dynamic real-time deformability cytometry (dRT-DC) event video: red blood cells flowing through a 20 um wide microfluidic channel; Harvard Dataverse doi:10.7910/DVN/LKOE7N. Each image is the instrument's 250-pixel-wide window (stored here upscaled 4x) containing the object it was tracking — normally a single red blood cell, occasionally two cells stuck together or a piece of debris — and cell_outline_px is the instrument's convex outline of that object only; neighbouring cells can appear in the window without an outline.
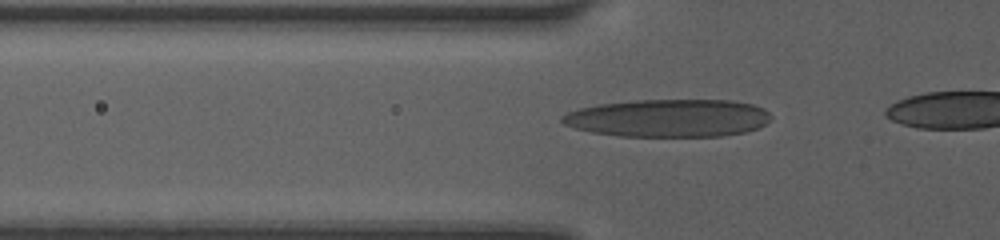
{"species": "human", "species_latin": "Homo sapiens", "temperature_condition": "room temperature", "stored_images_in_passage": 12, "camera_frame_rate_fps": 3000, "um_per_image_px": 0.085, "donor": {"sex": "female"}, "frame": {"image": 1, "passage_image": 4, "time_ms": 1.333, "image_size_px": [1000, 240], "cell_outline_px": [[772, 116], [764, 124], [756, 128], [744, 132], [720, 136], [620, 136], [592, 132], [576, 128], [564, 124], [560, 120], [560, 116], [568, 112], [580, 108], [600, 104], [636, 100], [732, 100], [752, 104], [764, 108]], "centroid_in_image_um": [56.81, 10.03], "position_along_channel_um": 69.0, "area_um2": 45.84}}
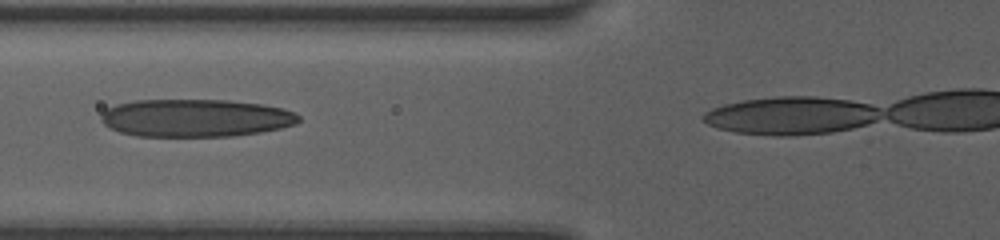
{"frame": {"image": 2, "passage_image": 7, "time_ms": 2.333, "image_size_px": [1000, 240], "cell_outline_px": [[300, 120], [292, 124], [280, 128], [260, 132], [232, 136], [136, 136], [120, 132], [104, 124], [100, 120], [100, 116], [108, 108], [116, 104], [136, 100], [228, 100], [260, 104], [284, 108], [296, 112], [300, 116]], "centroid_in_image_um": [16.62, 10.02], "position_along_channel_um": 109.2, "area_um2": 43.41}}
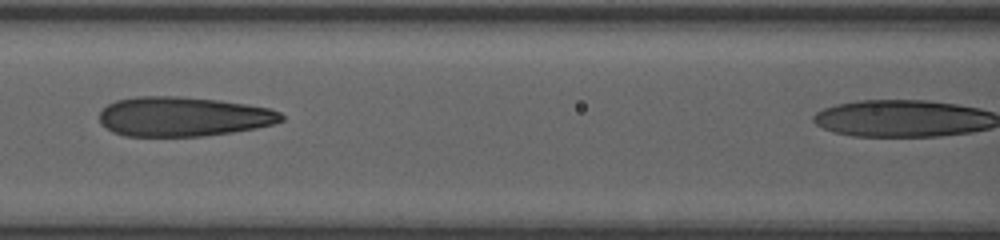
{"frame": {"image": 3, "passage_image": 10, "time_ms": 3.333, "image_size_px": [1000, 240], "cell_outline_px": [[284, 120], [272, 124], [256, 128], [232, 132], [204, 136], [124, 136], [112, 132], [100, 124], [100, 112], [108, 104], [116, 100], [136, 96], [180, 96], [220, 100], [268, 108], [280, 112], [284, 116]], "centroid_in_image_um": [15.54, 9.91], "position_along_channel_um": 151.1, "area_um2": 42.08}}